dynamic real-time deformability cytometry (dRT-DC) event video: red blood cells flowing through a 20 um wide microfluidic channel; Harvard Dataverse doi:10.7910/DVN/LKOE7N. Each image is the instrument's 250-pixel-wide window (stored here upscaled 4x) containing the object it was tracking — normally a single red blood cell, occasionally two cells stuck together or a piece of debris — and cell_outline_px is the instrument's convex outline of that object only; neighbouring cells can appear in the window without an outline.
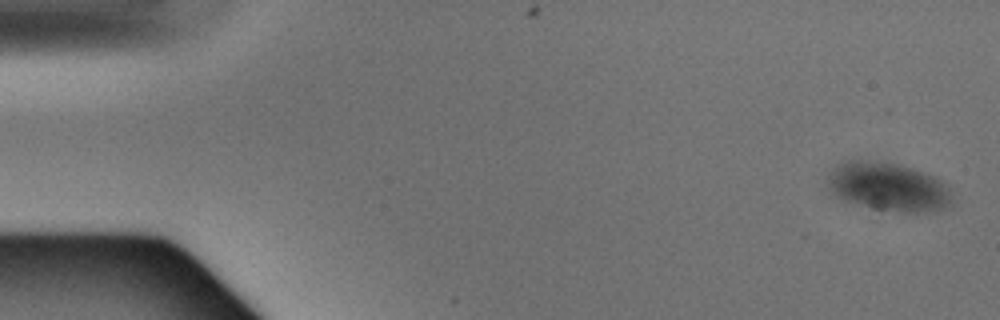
{"species": "Egyptian fruit bat (a non-hibernating species)", "species_latin": "Rousettus aegyptiacus", "temperature_condition": "warm", "stored_images_in_passage": 5, "camera_frame_rate_fps": 3000, "um_per_image_px": 0.085, "animal": {"sex": "male"}, "frame": {"image": 1, "passage_image": 1, "time_ms": 0.0, "image_size_px": [1000, 320], "cell_outline_px": [[952, 204], [928, 212], [892, 212], [844, 200], [836, 196], [828, 188], [828, 176], [836, 164], [848, 160], [880, 160], [900, 164], [936, 176], [948, 188]], "centroid_in_image_um": [75.48, 15.85], "position_along_channel_um": 9.5, "area_um2": 35.26}}
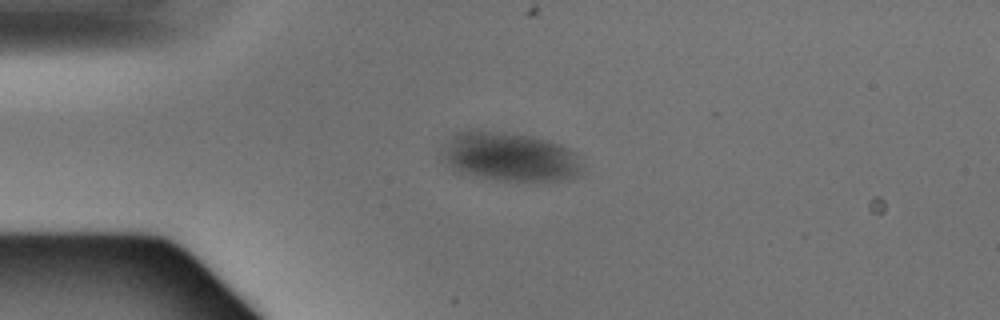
{"frame": {"image": 2, "passage_image": 4, "time_ms": 1.0, "image_size_px": [1000, 320], "cell_outline_px": [[584, 172], [576, 176], [560, 180], [500, 180], [476, 176], [456, 172], [444, 160], [440, 152], [440, 148], [456, 132], [472, 128], [504, 132], [532, 136], [548, 140], [560, 144], [568, 148], [576, 156]], "centroid_in_image_um": [43.26, 13.3], "position_along_channel_um": 41.7, "area_um2": 40.23}}